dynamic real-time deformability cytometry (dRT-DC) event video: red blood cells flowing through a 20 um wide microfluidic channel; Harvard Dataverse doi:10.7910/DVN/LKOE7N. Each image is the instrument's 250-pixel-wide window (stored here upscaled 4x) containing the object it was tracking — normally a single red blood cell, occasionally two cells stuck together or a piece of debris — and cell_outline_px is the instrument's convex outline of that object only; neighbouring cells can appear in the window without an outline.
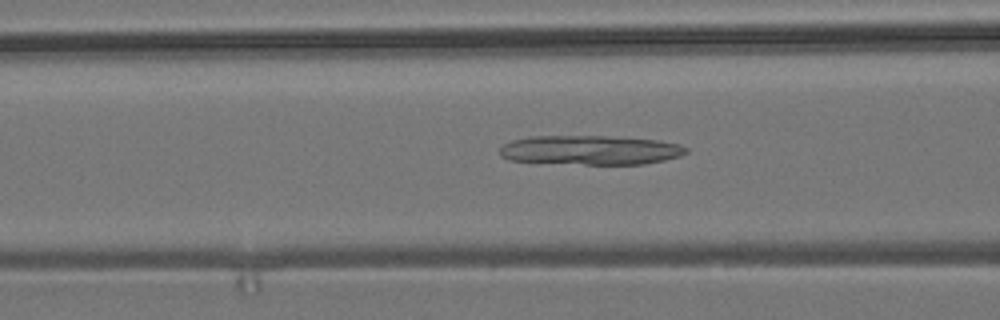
{"species": "common noctule bat (a hibernating species)", "species_latin": "Nyctalus noctula", "temperature_condition": "room temperature", "stored_images_in_passage": 54, "camera_frame_rate_fps": 3000, "um_per_image_px": 0.085, "animal": {"sex": "male", "body_mass_g": 19.2, "forearm_length_mm": 51.8}, "frame": {"image": 1, "passage_image": 21, "time_ms": 6.667, "image_size_px": [1000, 320], "cell_outline_px": [[688, 152], [680, 156], [664, 160], [644, 164], [584, 164], [508, 160], [500, 156], [500, 148], [504, 144], [512, 140], [532, 136], [604, 136], [656, 140], [680, 144], [688, 148]], "centroid_in_image_um": [50.19, 12.76], "position_along_channel_um": 116.4, "area_um2": 31.73}}
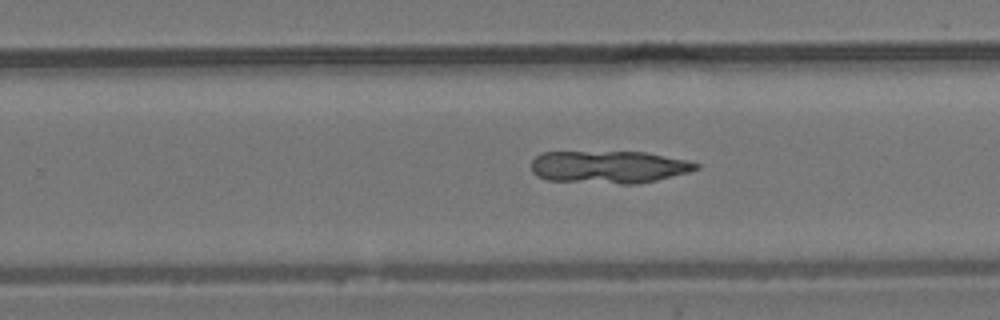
{"frame": {"image": 2, "passage_image": 34, "time_ms": 11.0, "image_size_px": [1000, 320], "cell_outline_px": [[700, 168], [688, 172], [640, 184], [620, 184], [548, 180], [536, 176], [532, 172], [532, 160], [540, 152], [644, 152], [688, 160], [700, 164]], "centroid_in_image_um": [51.75, 14.19], "position_along_channel_um": 278.1, "area_um2": 31.33}}
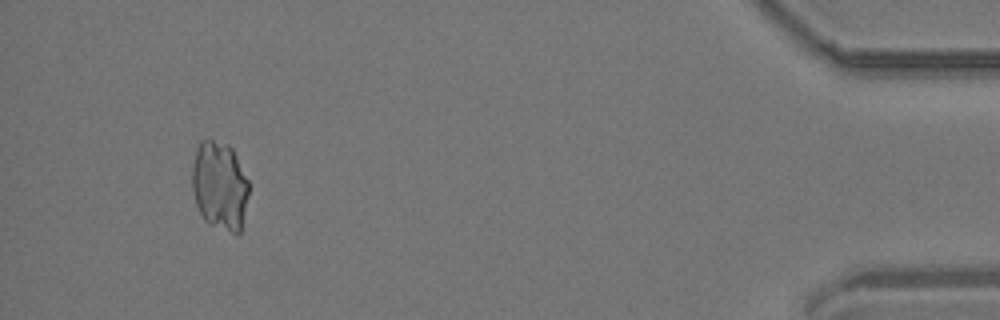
{"frame": {"image": 3, "passage_image": 51, "time_ms": 16.667, "image_size_px": [1000, 320], "cell_outline_px": [[248, 196], [240, 232], [236, 236], [204, 220], [196, 204], [192, 188], [192, 168], [196, 148], [200, 140], [212, 140], [228, 144], [232, 148], [248, 180]], "centroid_in_image_um": [18.67, 15.78], "position_along_channel_um": 416.5, "area_um2": 29.3}}